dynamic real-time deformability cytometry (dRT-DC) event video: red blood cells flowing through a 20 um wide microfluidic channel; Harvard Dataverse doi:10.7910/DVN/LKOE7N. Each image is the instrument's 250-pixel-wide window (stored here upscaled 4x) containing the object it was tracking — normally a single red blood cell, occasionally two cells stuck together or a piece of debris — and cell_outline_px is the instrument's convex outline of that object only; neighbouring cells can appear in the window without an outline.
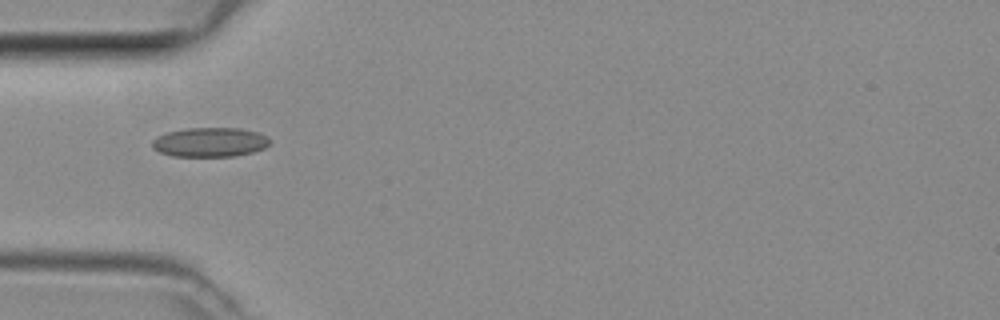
{"species": "common noctule bat (a hibernating species)", "species_latin": "Nyctalus noctula", "temperature_condition": "room temperature", "stored_images_in_passage": 18, "camera_frame_rate_fps": 3000, "um_per_image_px": 0.085, "animal": {"sex": "female", "body_mass_g": 29.2, "forearm_length_mm": 56.3}, "frame": {"image": 1, "passage_image": 1, "time_ms": 0.0, "image_size_px": [1000, 320], "cell_outline_px": [[272, 140], [264, 148], [252, 152], [236, 156], [172, 156], [160, 152], [152, 148], [152, 140], [156, 136], [168, 132], [188, 128], [240, 128], [256, 132]], "centroid_in_image_um": [17.82, 12.09], "position_along_channel_um": 67.2, "area_um2": 20.06}}
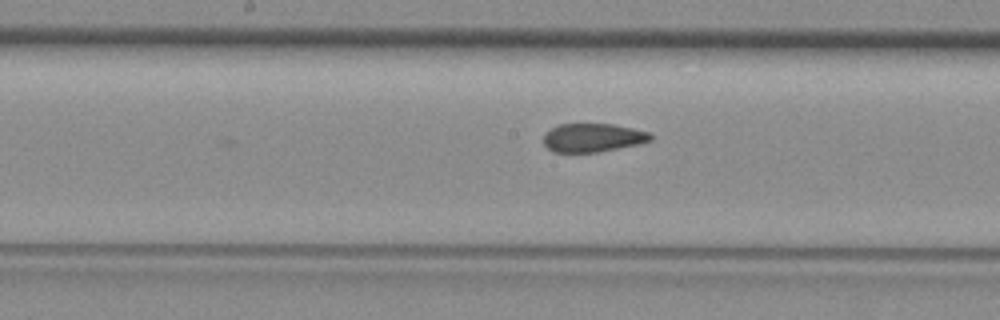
{"frame": {"image": 2, "passage_image": 10, "time_ms": 3.0, "image_size_px": [1000, 320], "cell_outline_px": [[652, 140], [636, 144], [596, 152], [552, 152], [544, 144], [544, 132], [560, 124], [612, 124], [632, 128], [648, 132], [652, 136]], "centroid_in_image_um": [50.34, 11.7], "position_along_channel_um": 197.9, "area_um2": 17.57}}
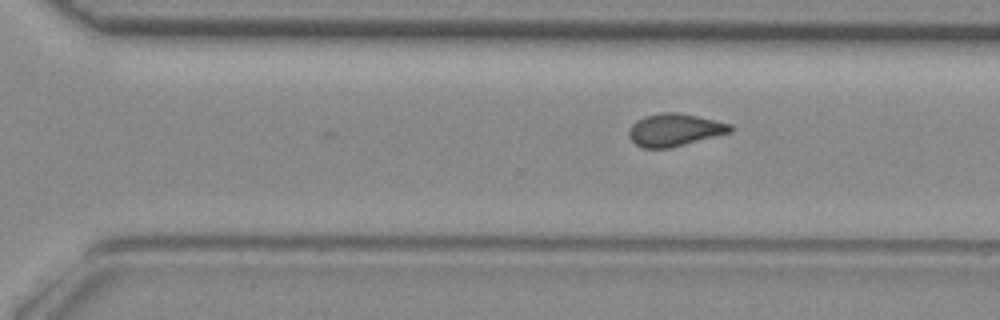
{"frame": {"image": 3, "passage_image": 18, "time_ms": 5.667, "image_size_px": [1000, 320], "cell_outline_px": [[732, 132], [668, 148], [644, 148], [636, 144], [628, 136], [628, 132], [632, 124], [636, 120], [644, 116], [660, 112], [676, 112], [696, 116], [732, 124]], "centroid_in_image_um": [57.32, 11.03], "position_along_channel_um": 313.3, "area_um2": 19.07}}